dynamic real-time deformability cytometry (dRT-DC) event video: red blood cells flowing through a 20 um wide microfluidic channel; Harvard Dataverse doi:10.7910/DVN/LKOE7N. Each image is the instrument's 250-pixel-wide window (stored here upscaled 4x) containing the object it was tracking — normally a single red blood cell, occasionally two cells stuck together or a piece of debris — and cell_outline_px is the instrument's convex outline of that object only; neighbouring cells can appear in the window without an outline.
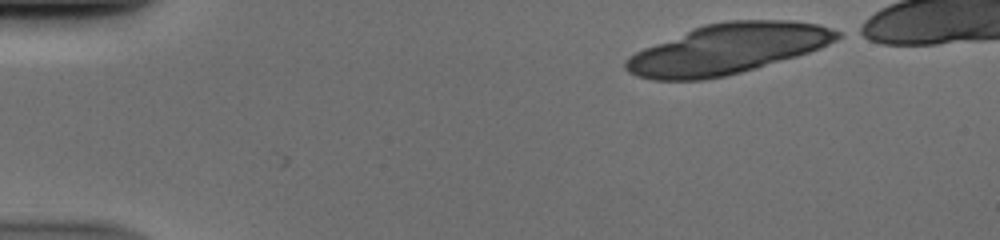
{"species": "human", "species_latin": "Homo sapiens", "temperature_condition": "cold", "stored_images_in_passage": 38, "camera_frame_rate_fps": 3000, "um_per_image_px": 0.085, "donor": {"sex": "male"}, "frame": {"image": 1, "passage_image": 1, "time_ms": 0.0, "image_size_px": [1000, 240], "cell_outline_px": [[840, 36], [836, 40], [820, 48], [796, 56], [756, 68], [724, 76], [704, 80], [652, 80], [636, 76], [628, 72], [624, 68], [624, 60], [628, 56], [644, 48], [692, 28], [704, 24], [728, 20], [792, 20], [816, 24], [832, 28], [840, 32]], "centroid_in_image_um": [61.81, 4.16], "position_along_channel_um": 23.2, "area_um2": 61.67}}